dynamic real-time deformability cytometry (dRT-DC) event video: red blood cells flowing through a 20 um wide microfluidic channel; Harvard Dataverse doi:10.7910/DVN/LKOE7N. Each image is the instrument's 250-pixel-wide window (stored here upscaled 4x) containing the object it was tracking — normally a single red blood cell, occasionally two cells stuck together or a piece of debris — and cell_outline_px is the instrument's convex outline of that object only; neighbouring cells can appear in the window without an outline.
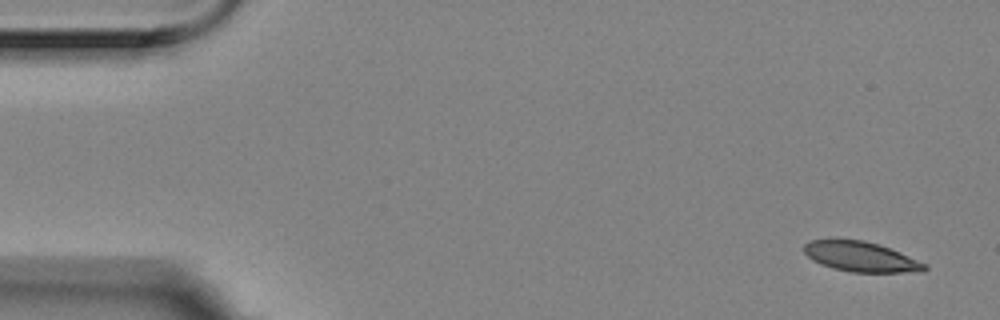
{"species": "Egyptian fruit bat (a non-hibernating species)", "species_latin": "Rousettus aegyptiacus", "temperature_condition": "room temperature", "stored_images_in_passage": 8, "camera_frame_rate_fps": 3000, "um_per_image_px": 0.085, "animal": {"sex": "female"}, "frame": {"image": 1, "passage_image": 1, "time_ms": 0.0, "image_size_px": [1000, 320], "cell_outline_px": [[928, 268], [924, 272], [852, 272], [832, 268], [820, 264], [812, 260], [804, 252], [804, 244], [808, 240], [836, 236], [864, 240], [880, 244], [900, 252], [928, 264]], "centroid_in_image_um": [73.13, 21.77], "position_along_channel_um": 11.9, "area_um2": 22.02}}
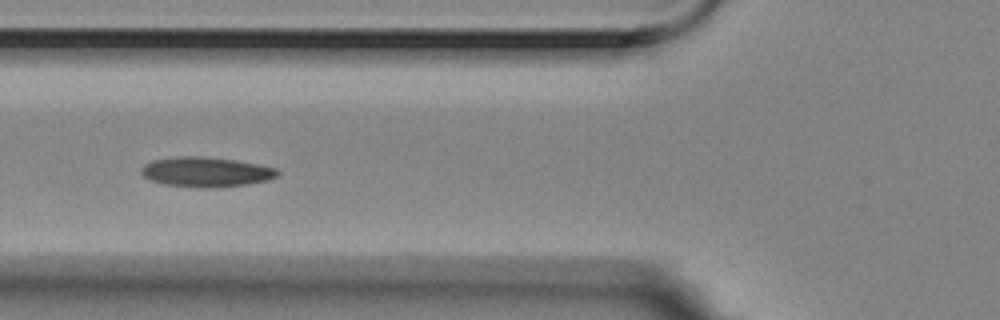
{"frame": {"image": 2, "passage_image": 6, "time_ms": 1.667, "image_size_px": [1000, 320], "cell_outline_px": [[280, 172], [276, 176], [268, 180], [248, 184], [204, 188], [200, 188], [164, 184], [152, 180], [144, 176], [140, 172], [140, 168], [144, 164], [152, 160], [176, 156], [200, 156], [232, 160], [256, 164], [276, 168]], "centroid_in_image_um": [17.47, 14.61], "position_along_channel_um": 108.3, "area_um2": 23.52}}
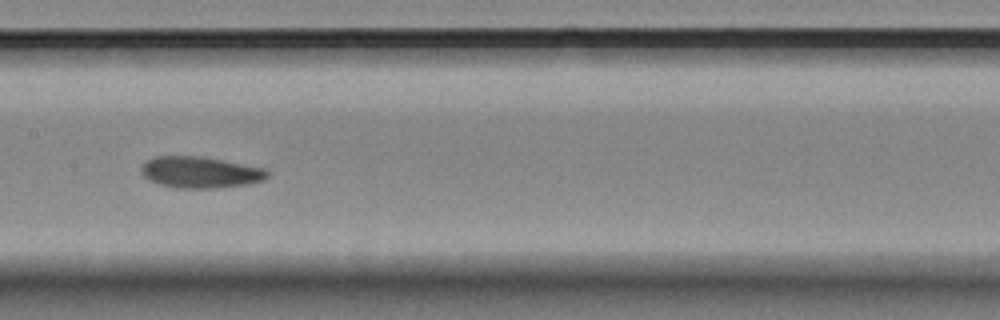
{"frame": {"image": 3, "passage_image": 8, "time_ms": 2.333, "image_size_px": [1000, 320], "cell_outline_px": [[268, 176], [264, 180], [248, 184], [212, 188], [176, 188], [160, 184], [148, 180], [140, 172], [140, 168], [144, 160], [152, 156], [200, 156], [264, 168], [268, 172]], "centroid_in_image_um": [16.95, 14.64], "position_along_channel_um": 190.4, "area_um2": 23.12}}